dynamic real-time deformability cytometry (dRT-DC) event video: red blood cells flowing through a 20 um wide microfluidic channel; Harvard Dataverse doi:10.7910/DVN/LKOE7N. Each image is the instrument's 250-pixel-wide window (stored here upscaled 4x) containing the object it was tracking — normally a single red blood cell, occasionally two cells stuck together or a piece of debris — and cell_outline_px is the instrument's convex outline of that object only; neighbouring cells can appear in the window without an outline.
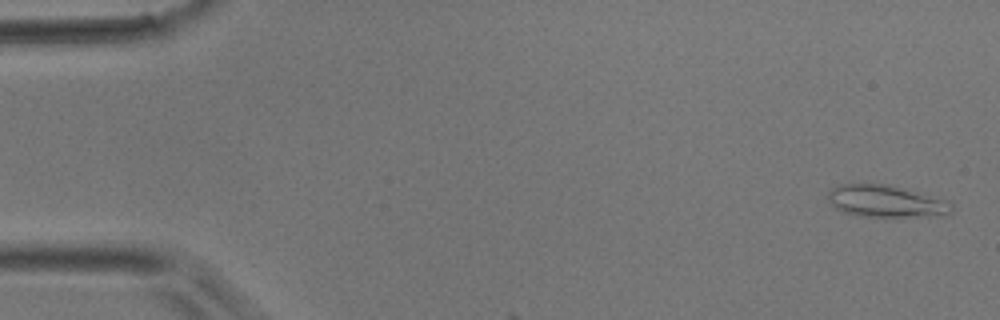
{"species": "common noctule bat (a hibernating species)", "species_latin": "Nyctalus noctula", "temperature_condition": "room temperature", "stored_images_in_passage": 4, "camera_frame_rate_fps": 3000, "um_per_image_px": 0.085, "animal": {"sex": "male", "body_mass_g": 17.9}, "frame": {"image": 1, "passage_image": 2, "time_ms": 0.333, "image_size_px": [1000, 320], "cell_outline_px": [[952, 212], [944, 216], [896, 220], [860, 216], [844, 212], [836, 208], [828, 200], [828, 192], [832, 188], [840, 184], [888, 184], [904, 188], [944, 200], [952, 204]], "centroid_in_image_um": [75.36, 17.17], "position_along_channel_um": 9.6, "area_um2": 24.04}}